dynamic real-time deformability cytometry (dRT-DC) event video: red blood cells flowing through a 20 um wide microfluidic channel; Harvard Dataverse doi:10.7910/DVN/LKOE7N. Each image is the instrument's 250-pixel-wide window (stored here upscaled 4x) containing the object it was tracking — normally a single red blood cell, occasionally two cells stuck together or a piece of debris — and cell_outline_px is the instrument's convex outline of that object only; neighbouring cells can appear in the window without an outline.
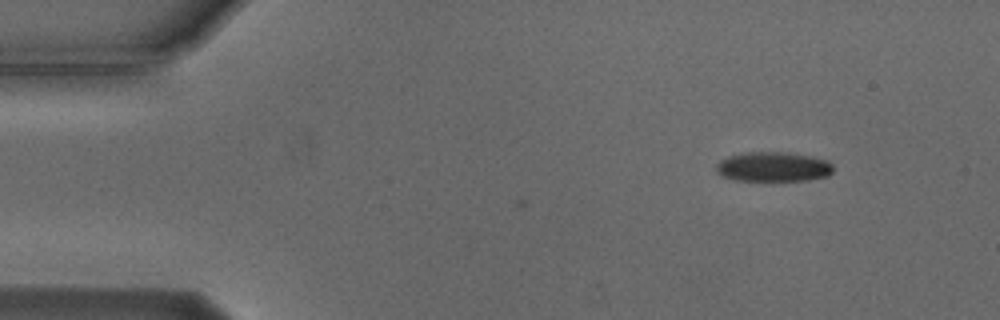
{"species": "Egyptian fruit bat (a non-hibernating species)", "species_latin": "Rousettus aegyptiacus", "temperature_condition": "cold", "stored_images_in_passage": 2, "camera_frame_rate_fps": 3000, "um_per_image_px": 0.085, "animal": {"sex": "male"}, "frame": {"image": 1, "passage_image": 2, "time_ms": 0.333, "image_size_px": [1000, 320], "cell_outline_px": [[832, 172], [828, 176], [808, 180], [736, 180], [720, 176], [716, 172], [716, 164], [720, 160], [728, 156], [748, 152], [788, 152], [812, 156], [828, 160], [832, 164]], "centroid_in_image_um": [65.72, 14.17], "position_along_channel_um": 19.3, "area_um2": 20.35}}